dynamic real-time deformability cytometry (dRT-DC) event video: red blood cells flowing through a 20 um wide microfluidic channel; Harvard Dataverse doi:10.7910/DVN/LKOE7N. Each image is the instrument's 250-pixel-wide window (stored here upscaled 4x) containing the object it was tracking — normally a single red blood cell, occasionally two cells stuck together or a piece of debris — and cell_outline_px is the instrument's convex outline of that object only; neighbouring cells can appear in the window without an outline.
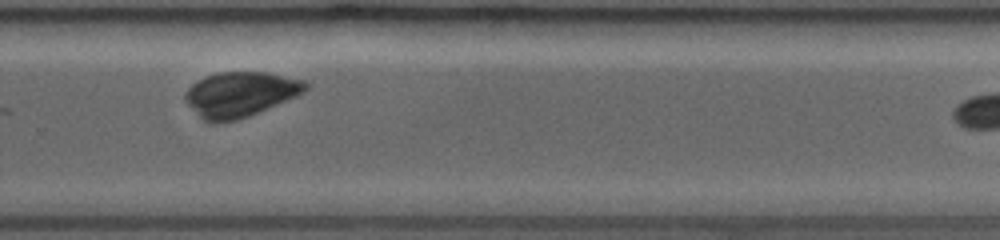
{"species": "common noctule bat (a hibernating species)", "species_latin": "Nyctalus noctula", "temperature_condition": "room temperature", "stored_images_in_passage": 12, "camera_frame_rate_fps": 3000, "um_per_image_px": 0.085, "animal": {"sex": "female", "body_mass_g": 19.0, "forearm_length_mm": 53.3}, "frame": {"image": 1, "passage_image": 11, "time_ms": 7.0, "image_size_px": [1000, 240], "cell_outline_px": [[312, 84], [304, 92], [296, 96], [248, 116], [236, 120], [212, 124], [204, 120], [184, 100], [184, 92], [196, 80], [204, 76], [220, 72], [268, 72], [308, 80]], "centroid_in_image_um": [20.44, 7.99], "position_along_channel_um": 309.4, "area_um2": 31.79}}